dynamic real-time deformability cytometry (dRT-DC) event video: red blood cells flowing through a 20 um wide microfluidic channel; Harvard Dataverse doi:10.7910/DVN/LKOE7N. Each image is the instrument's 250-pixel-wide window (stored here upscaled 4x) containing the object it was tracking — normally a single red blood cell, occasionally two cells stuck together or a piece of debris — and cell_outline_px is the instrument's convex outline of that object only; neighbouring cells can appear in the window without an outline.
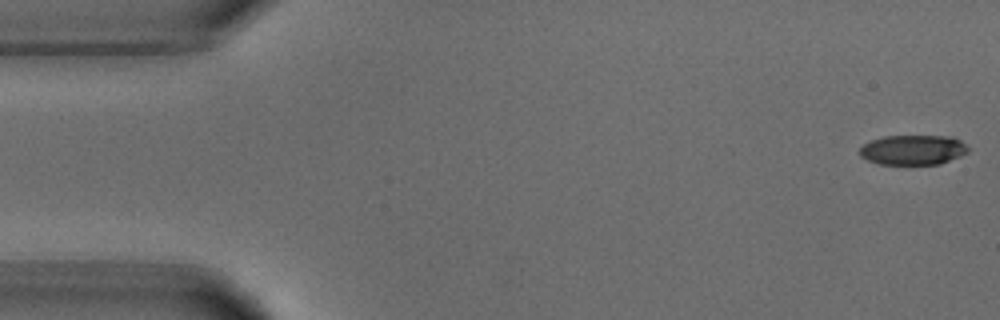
{"species": "common noctule bat (a hibernating species)", "species_latin": "Nyctalus noctula", "temperature_condition": "warm", "stored_images_in_passage": 52, "camera_frame_rate_fps": 3000, "um_per_image_px": 0.085, "animal": {"sex": "male", "body_mass_g": 18.8}, "frame": {"image": 1, "passage_image": 1, "time_ms": 0.0, "image_size_px": [1000, 320], "cell_outline_px": [[968, 152], [960, 156], [940, 164], [880, 164], [868, 160], [860, 156], [860, 148], [864, 144], [872, 140], [884, 136], [952, 136], [960, 140], [968, 148]], "centroid_in_image_um": [77.61, 12.74], "position_along_channel_um": 7.4, "area_um2": 18.79}}
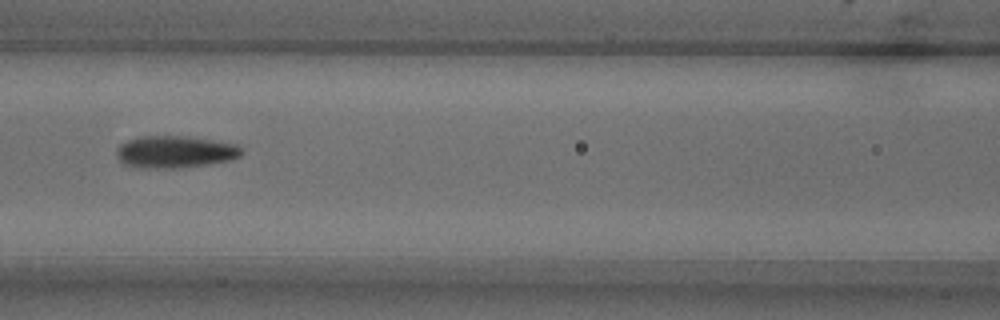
{"frame": {"image": 2, "passage_image": 22, "time_ms": 7.0, "image_size_px": [1000, 320], "cell_outline_px": [[244, 152], [240, 156], [232, 160], [208, 164], [176, 168], [132, 168], [124, 164], [116, 156], [116, 148], [120, 144], [128, 140], [140, 136], [184, 136], [212, 140], [236, 144]], "centroid_in_image_um": [14.84, 12.92], "position_along_channel_um": 151.8, "area_um2": 23.58}}
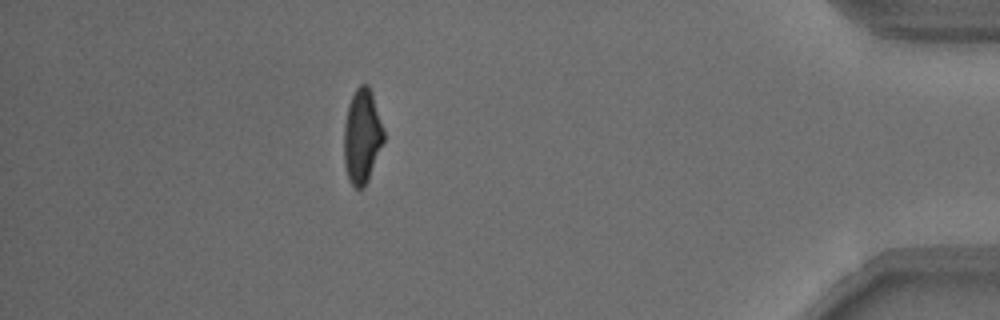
{"frame": {"image": 3, "passage_image": 46, "time_ms": 15.0, "image_size_px": [1000, 320], "cell_outline_px": [[384, 140], [368, 180], [364, 188], [356, 188], [348, 180], [344, 164], [344, 124], [348, 104], [356, 88], [360, 84], [368, 84], [372, 92], [384, 128]], "centroid_in_image_um": [30.77, 11.57], "position_along_channel_um": 404.4, "area_um2": 22.02}, "authors_computed_cell_mechanics": {"area_um2": 22.1085, "velocity_mm_per_s": 3.814, "shape_relaxation_time_tau1_ms": 2.7513, "shape_relaxation_time_tau2_ms": 2.1135, "deformation_change_tau1": 0.1781, "deformation_change_tau2": 0.1039}}